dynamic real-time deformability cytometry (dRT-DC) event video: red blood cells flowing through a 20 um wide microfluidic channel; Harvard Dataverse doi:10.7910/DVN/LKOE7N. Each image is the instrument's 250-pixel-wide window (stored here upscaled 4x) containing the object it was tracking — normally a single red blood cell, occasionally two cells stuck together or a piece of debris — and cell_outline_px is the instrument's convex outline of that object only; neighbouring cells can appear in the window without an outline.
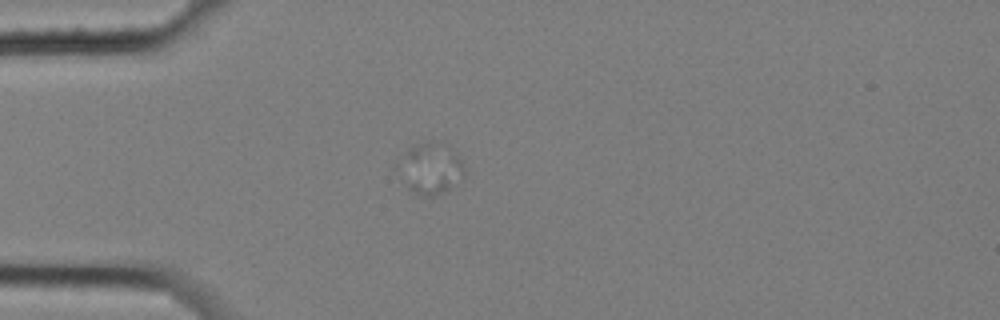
{"species": "common noctule bat (a hibernating species)", "species_latin": "Nyctalus noctula", "temperature_condition": "cold", "stored_images_in_passage": 2, "camera_frame_rate_fps": 3000, "um_per_image_px": 0.085, "animal": {"sex": "female", "body_mass_g": 25.1}, "frame": {"image": 1, "passage_image": 2, "time_ms": 0.333, "image_size_px": [1000, 320], "cell_outline_px": [[464, 176], [448, 192], [432, 196], [420, 196], [408, 188], [392, 168], [392, 164], [408, 148], [416, 144], [428, 140], [432, 140], [448, 144], [460, 160], [464, 168]], "centroid_in_image_um": [36.49, 14.31], "position_along_channel_um": 48.5, "area_um2": 20.75}}